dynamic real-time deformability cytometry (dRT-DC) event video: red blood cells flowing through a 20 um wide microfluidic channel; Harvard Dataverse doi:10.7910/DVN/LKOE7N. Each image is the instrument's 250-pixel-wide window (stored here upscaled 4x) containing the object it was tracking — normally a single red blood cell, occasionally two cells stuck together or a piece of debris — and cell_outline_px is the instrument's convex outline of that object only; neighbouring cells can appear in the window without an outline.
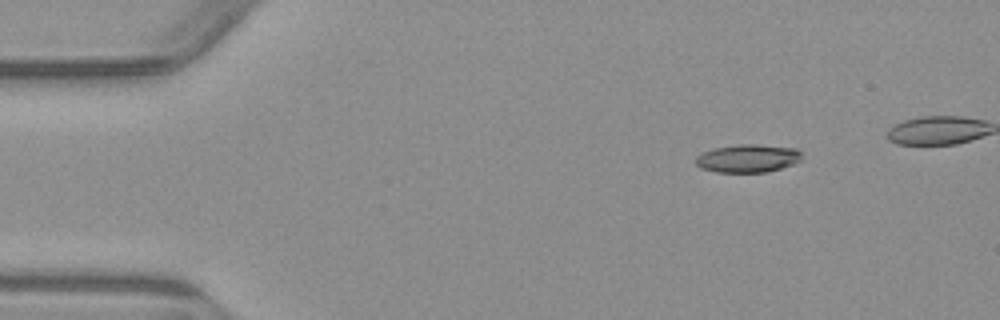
{"species": "common noctule bat (a hibernating species)", "species_latin": "Nyctalus noctula", "temperature_condition": "warm", "stored_images_in_passage": 4, "camera_frame_rate_fps": 3000, "um_per_image_px": 0.085, "animal": {"sex": "male", "body_mass_g": 23.1, "forearm_length_mm": 52.7}, "frame": {"image": 1, "passage_image": 1, "time_ms": 0.0, "image_size_px": [1000, 320], "cell_outline_px": [[800, 160], [792, 164], [780, 168], [764, 172], [716, 172], [700, 168], [696, 164], [696, 156], [704, 152], [716, 148], [736, 144], [756, 144], [796, 148], [800, 152]], "centroid_in_image_um": [63.54, 13.46], "position_along_channel_um": 21.5, "area_um2": 17.17}}